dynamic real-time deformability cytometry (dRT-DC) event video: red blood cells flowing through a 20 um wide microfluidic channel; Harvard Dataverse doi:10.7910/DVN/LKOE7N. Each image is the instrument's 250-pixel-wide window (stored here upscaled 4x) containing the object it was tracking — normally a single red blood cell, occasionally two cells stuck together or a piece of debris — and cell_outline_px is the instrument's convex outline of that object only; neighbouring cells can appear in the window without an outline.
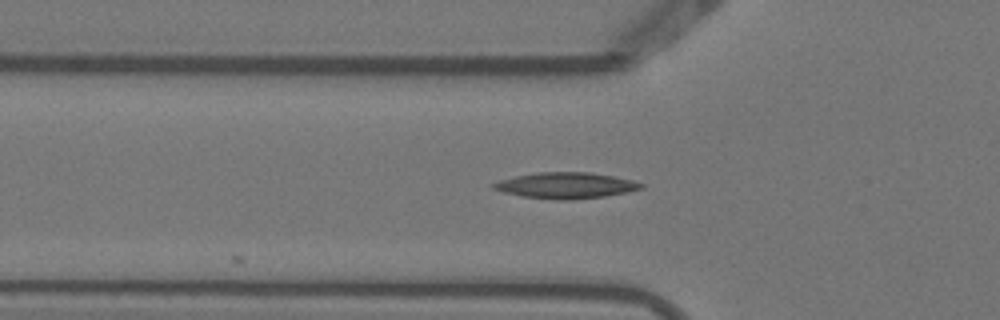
{"species": "Egyptian fruit bat (a non-hibernating species)", "species_latin": "Rousettus aegyptiacus", "temperature_condition": "warm", "stored_images_in_passage": 5, "camera_frame_rate_fps": 3000, "um_per_image_px": 0.085, "animal": {"sex": "female"}, "frame": {"image": 1, "passage_image": 5, "time_ms": 1.333, "image_size_px": [1000, 320], "cell_outline_px": [[644, 188], [628, 192], [604, 196], [572, 200], [556, 200], [524, 196], [504, 192], [492, 188], [492, 184], [500, 180], [516, 176], [536, 172], [588, 172], [612, 176], [632, 180], [644, 184]], "centroid_in_image_um": [48.12, 15.76], "position_along_channel_um": 77.7, "area_um2": 22.25}}